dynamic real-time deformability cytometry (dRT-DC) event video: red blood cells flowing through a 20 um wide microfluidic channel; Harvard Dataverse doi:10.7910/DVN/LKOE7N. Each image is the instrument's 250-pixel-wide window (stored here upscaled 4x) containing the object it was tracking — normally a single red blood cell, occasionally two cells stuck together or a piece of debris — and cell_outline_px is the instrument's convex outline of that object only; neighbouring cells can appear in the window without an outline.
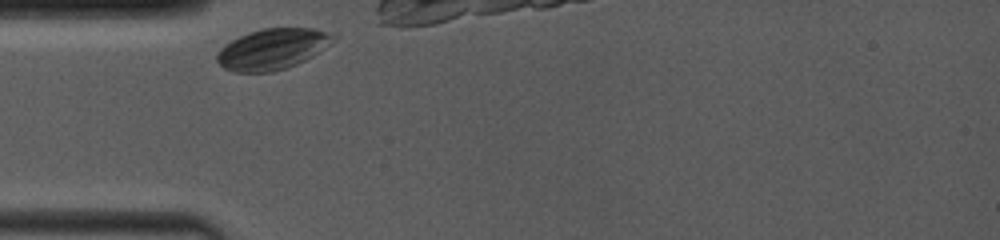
{"species": "common noctule bat (a hibernating species)", "species_latin": "Nyctalus noctula", "temperature_condition": "room temperature", "stored_images_in_passage": 31, "camera_frame_rate_fps": 4000, "um_per_image_px": 0.085, "animal": {"sex": "female", "body_mass_g": 19.0, "forearm_length_mm": 53.3}, "frame": {"image": 1, "passage_image": 1, "time_ms": 0.0, "image_size_px": [1000, 240], "cell_outline_px": [[340, 36], [336, 40], [312, 56], [296, 64], [272, 72], [232, 72], [224, 68], [216, 60], [216, 52], [224, 44], [248, 32], [260, 28], [312, 28]], "centroid_in_image_um": [23.14, 4.16], "position_along_channel_um": 61.9, "area_um2": 27.74}}
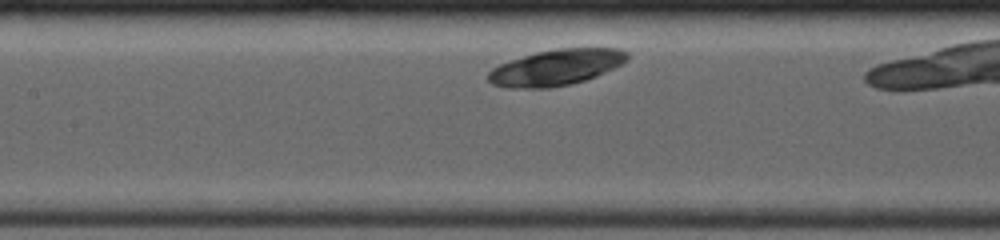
{"frame": {"image": 2, "passage_image": 17, "time_ms": 2.75, "image_size_px": [1000, 240], "cell_outline_px": [[628, 60], [596, 76], [584, 80], [568, 84], [548, 88], [508, 88], [492, 84], [488, 80], [488, 72], [492, 68], [500, 64], [536, 52], [556, 48], [620, 48], [628, 52]], "centroid_in_image_um": [47.26, 5.72], "position_along_channel_um": 160.1, "area_um2": 28.9}}
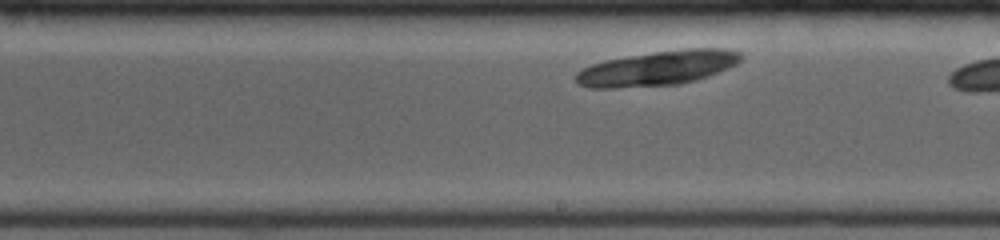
{"frame": {"image": 3, "passage_image": 27, "time_ms": 4.75, "image_size_px": [1000, 240], "cell_outline_px": [[744, 56], [736, 64], [728, 68], [708, 76], [696, 80], [680, 84], [616, 88], [588, 88], [580, 84], [576, 80], [576, 72], [592, 64], [604, 60], [652, 52], [684, 48], [728, 48], [740, 52]], "centroid_in_image_um": [55.93, 5.78], "position_along_channel_um": 233.1, "area_um2": 33.47}}